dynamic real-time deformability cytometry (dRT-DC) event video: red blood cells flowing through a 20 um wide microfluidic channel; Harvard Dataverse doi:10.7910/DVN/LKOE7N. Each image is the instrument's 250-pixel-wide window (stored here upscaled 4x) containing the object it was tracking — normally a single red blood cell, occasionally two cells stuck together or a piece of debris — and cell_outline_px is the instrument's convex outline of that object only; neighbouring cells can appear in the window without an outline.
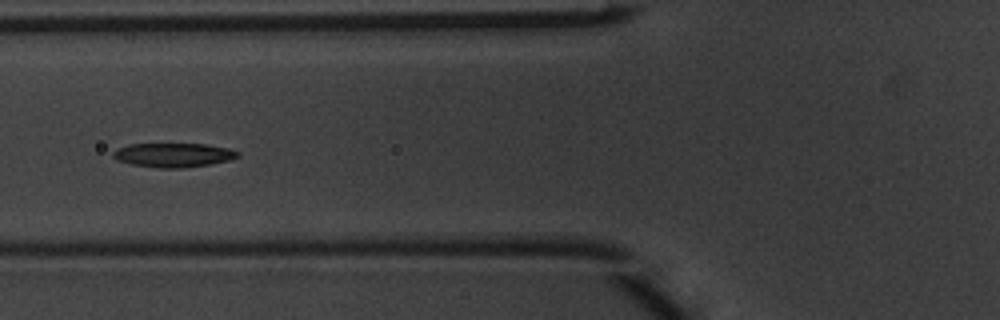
{"species": "common noctule bat (a hibernating species)", "species_latin": "Nyctalus noctula", "temperature_condition": "warm", "stored_images_in_passage": 4, "camera_frame_rate_fps": 3000, "um_per_image_px": 0.085, "animal": {"sex": "male", "body_mass_g": 20.1, "forearm_length_mm": 53.5}, "frame": {"image": 1, "passage_image": 4, "time_ms": 1.0, "image_size_px": [1000, 320], "cell_outline_px": [[240, 156], [228, 160], [212, 164], [184, 168], [160, 168], [132, 164], [116, 160], [112, 156], [112, 152], [116, 148], [128, 144], [204, 144], [228, 148], [240, 152]], "centroid_in_image_um": [14.72, 13.18], "position_along_channel_um": 111.1, "area_um2": 17.63}}